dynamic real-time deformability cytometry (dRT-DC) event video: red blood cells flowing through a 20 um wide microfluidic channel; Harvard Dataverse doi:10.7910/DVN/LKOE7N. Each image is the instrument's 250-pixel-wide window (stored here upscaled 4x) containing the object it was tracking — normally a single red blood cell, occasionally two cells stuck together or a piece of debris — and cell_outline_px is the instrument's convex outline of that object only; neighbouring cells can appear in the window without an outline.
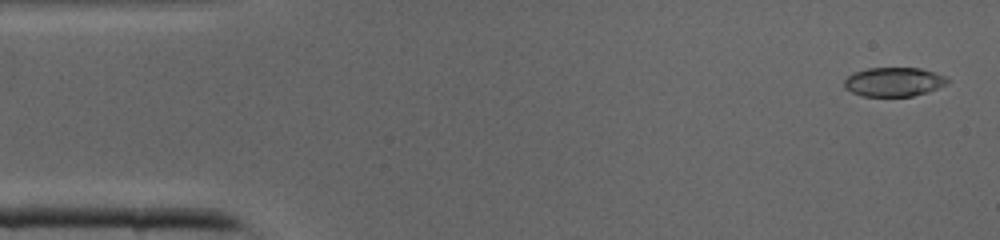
{"species": "common noctule bat (a hibernating species)", "species_latin": "Nyctalus noctula", "temperature_condition": "cold", "stored_images_in_passage": 42, "segment_of_instrument_passage": [1, 2], "camera_frame_rate_fps": 3000, "um_per_image_px": 0.085, "animal": {"sex": "male", "body_mass_g": 19.0, "forearm_length_mm": 50.8}, "frame": {"image": 1, "passage_image": 2, "time_ms": 0.333, "image_size_px": [1000, 240], "cell_outline_px": [[948, 84], [912, 96], [864, 96], [852, 92], [844, 88], [844, 80], [848, 76], [856, 72], [868, 68], [920, 68], [944, 76], [948, 80]], "centroid_in_image_um": [75.94, 6.96], "position_along_channel_um": 9.1, "area_um2": 17.17}}
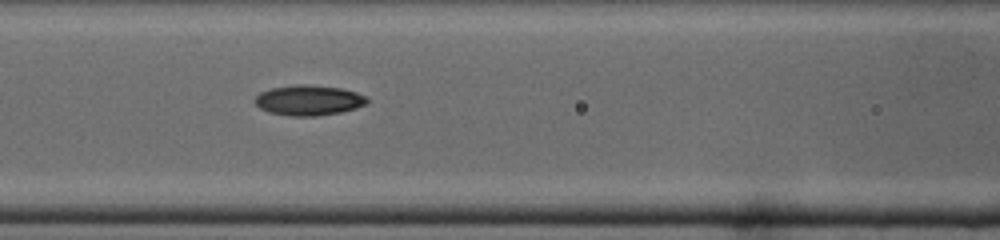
{"frame": {"image": 2, "passage_image": 17, "time_ms": 5.333, "image_size_px": [1000, 240], "cell_outline_px": [[368, 104], [356, 108], [340, 112], [316, 116], [292, 116], [268, 112], [260, 108], [256, 104], [256, 96], [260, 92], [272, 88], [296, 84], [308, 84], [340, 88], [356, 92], [364, 96], [368, 100]], "centroid_in_image_um": [26.25, 8.52], "position_along_channel_um": 140.4, "area_um2": 19.71}}
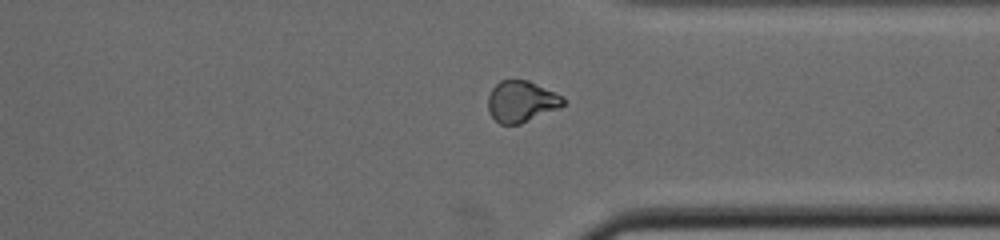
{"frame": {"image": 3, "passage_image": 31, "time_ms": 10.0, "image_size_px": [1000, 240], "cell_outline_px": [[564, 104], [560, 108], [520, 124], [500, 124], [488, 112], [488, 96], [492, 88], [500, 80], [528, 80], [564, 96]], "centroid_in_image_um": [44.32, 8.62], "position_along_channel_um": 367.1, "area_um2": 18.15}}